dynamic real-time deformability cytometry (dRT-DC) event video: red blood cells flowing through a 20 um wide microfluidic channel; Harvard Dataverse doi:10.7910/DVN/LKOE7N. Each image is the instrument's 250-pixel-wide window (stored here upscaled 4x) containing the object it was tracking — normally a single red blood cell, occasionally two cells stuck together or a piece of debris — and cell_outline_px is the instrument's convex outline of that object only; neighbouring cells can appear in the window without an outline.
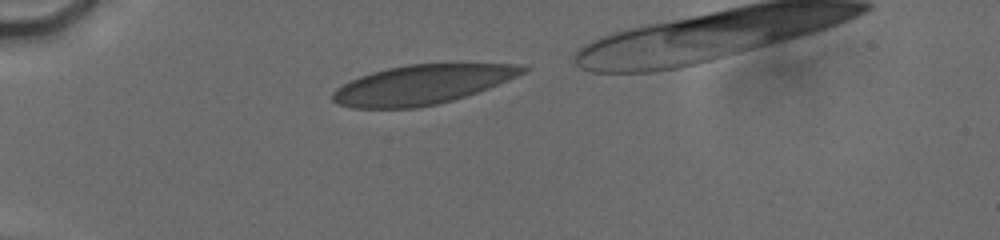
{"species": "human", "species_latin": "Homo sapiens", "temperature_condition": "cold", "stored_images_in_passage": 18, "camera_frame_rate_fps": 3000, "um_per_image_px": 0.085, "donor": {"sex": "male"}, "frame": {"image": 1, "passage_image": 1, "time_ms": 0.0, "image_size_px": [1000, 240], "cell_outline_px": [[532, 68], [516, 76], [488, 88], [452, 100], [436, 104], [416, 108], [352, 108], [340, 104], [332, 100], [332, 92], [336, 88], [360, 76], [372, 72], [388, 68], [408, 64], [528, 64]], "centroid_in_image_um": [35.88, 7.19], "position_along_channel_um": 49.1, "area_um2": 43.23}}
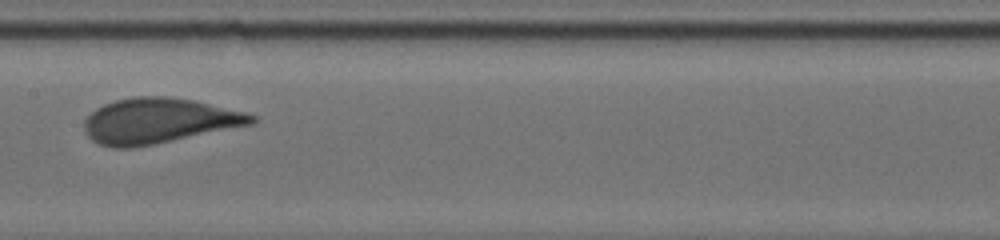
{"frame": {"image": 2, "passage_image": 11, "time_ms": 4.667, "image_size_px": [1000, 240], "cell_outline_px": [[260, 116], [252, 124], [156, 144], [132, 148], [112, 148], [96, 144], [84, 132], [84, 120], [96, 108], [104, 104], [116, 100], [132, 96], [164, 96], [192, 100], [244, 112]], "centroid_in_image_um": [13.45, 10.28], "position_along_channel_um": 194.0, "area_um2": 44.22}}
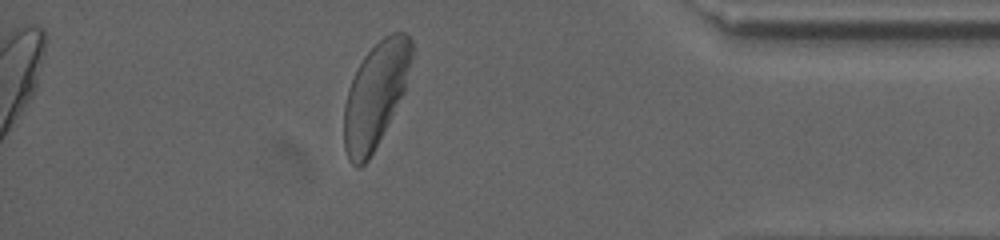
{"frame": {"image": 3, "passage_image": 17, "time_ms": 11.0, "image_size_px": [1000, 240], "cell_outline_px": [[412, 60], [404, 92], [368, 160], [360, 168], [356, 168], [348, 160], [344, 148], [344, 104], [348, 88], [364, 56], [384, 36], [392, 32], [404, 32], [412, 40]], "centroid_in_image_um": [31.9, 8.07], "position_along_channel_um": 403.3, "area_um2": 40.86}, "authors_computed_cell_mechanics": {"area_um2": 43.8991, "velocity_mm_per_s": 3.7644, "shape_relaxation_time_tau1_ms": 3.4756, "shape_relaxation_time_tau2_ms": null, "deformation_change_tau1": 0.1123, "deformation_change_tau2": null}}